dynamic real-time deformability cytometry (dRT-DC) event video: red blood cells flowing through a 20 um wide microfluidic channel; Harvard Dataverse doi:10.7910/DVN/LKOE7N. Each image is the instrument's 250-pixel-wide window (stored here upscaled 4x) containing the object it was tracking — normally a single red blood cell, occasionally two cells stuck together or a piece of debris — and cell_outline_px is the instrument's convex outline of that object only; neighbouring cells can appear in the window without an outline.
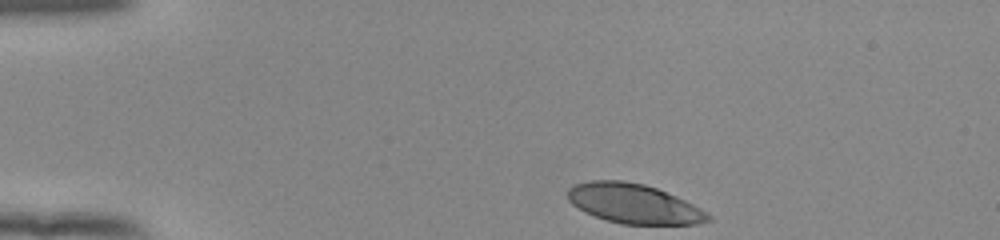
{"species": "human", "species_latin": "Homo sapiens", "temperature_condition": "room temperature", "stored_images_in_passage": 36, "camera_frame_rate_fps": 3000, "um_per_image_px": 0.085, "donor": {"sex": "female"}, "frame": {"image": 1, "passage_image": 1, "time_ms": 0.0, "image_size_px": [1000, 240], "cell_outline_px": [[712, 220], [696, 224], [620, 224], [604, 220], [584, 212], [572, 204], [568, 200], [568, 188], [576, 184], [592, 180], [624, 180], [644, 184], [656, 188], [676, 196], [708, 212], [712, 216]], "centroid_in_image_um": [53.87, 17.32], "position_along_channel_um": 31.1, "area_um2": 32.48}}
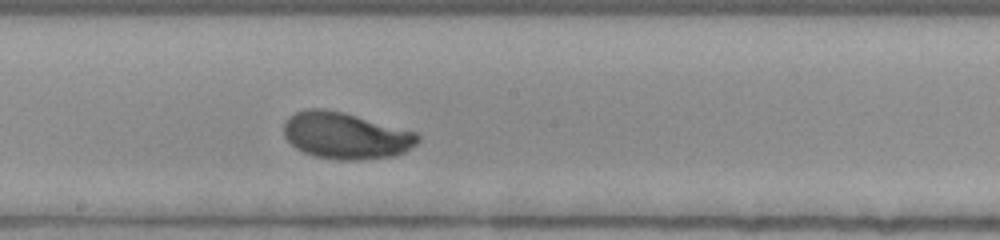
{"frame": {"image": 2, "passage_image": 21, "time_ms": 6.667, "image_size_px": [1000, 240], "cell_outline_px": [[420, 140], [416, 144], [404, 152], [396, 156], [356, 160], [336, 160], [316, 156], [304, 152], [296, 148], [284, 136], [284, 120], [288, 116], [296, 112], [308, 108], [324, 108], [356, 116], [416, 132], [420, 136]], "centroid_in_image_um": [29.37, 11.53], "position_along_channel_um": 218.8, "area_um2": 36.24}}
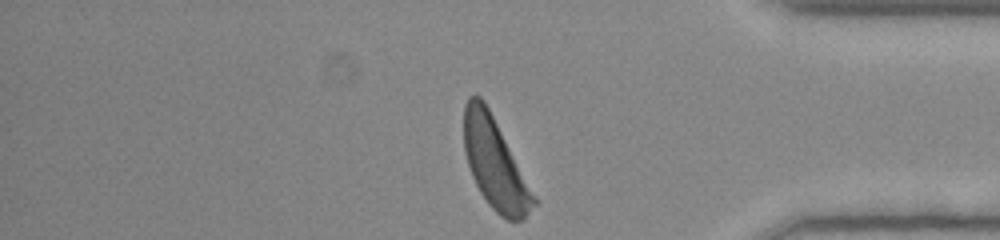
{"frame": {"image": 3, "passage_image": 36, "time_ms": 11.667, "image_size_px": [1000, 240], "cell_outline_px": [[540, 200], [524, 220], [508, 220], [500, 216], [488, 204], [480, 192], [472, 176], [464, 152], [464, 104], [468, 96], [480, 96], [484, 100]], "centroid_in_image_um": [42.12, 13.94], "position_along_channel_um": 393.1, "area_um2": 37.34}, "authors_computed_cell_mechanics": {"area_um2": 35.2002, "velocity_mm_per_s": 3.8679, "shape_relaxation_time_tau1_ms": 4.5749, "shape_relaxation_time_tau2_ms": null, "deformation_change_tau1": 0.2285, "deformation_change_tau2": null}}